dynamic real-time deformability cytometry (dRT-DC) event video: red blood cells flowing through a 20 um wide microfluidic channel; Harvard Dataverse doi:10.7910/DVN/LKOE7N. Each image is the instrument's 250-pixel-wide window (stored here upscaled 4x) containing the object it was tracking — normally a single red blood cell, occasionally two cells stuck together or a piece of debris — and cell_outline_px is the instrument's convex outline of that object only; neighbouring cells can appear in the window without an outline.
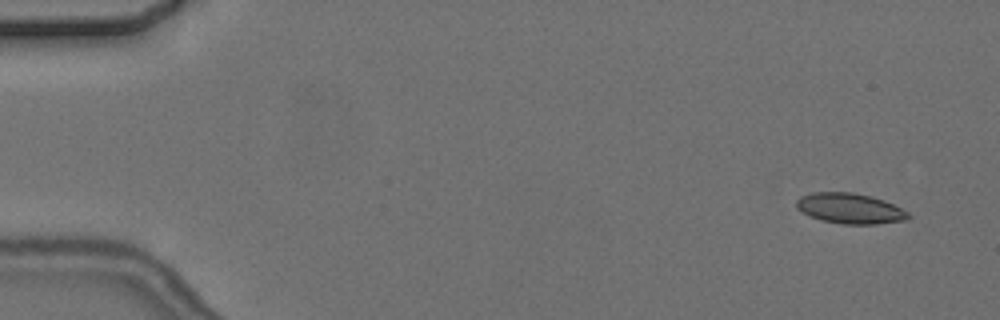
{"species": "common noctule bat (a hibernating species)", "species_latin": "Nyctalus noctula", "temperature_condition": "cold", "stored_images_in_passage": 6, "camera_frame_rate_fps": 3000, "um_per_image_px": 0.085, "animal": {"sex": "female", "body_mass_g": 24.6, "forearm_length_mm": 56.2}, "frame": {"image": 1, "passage_image": 1, "time_ms": 0.0, "image_size_px": [1000, 320], "cell_outline_px": [[912, 216], [908, 220], [876, 224], [844, 224], [820, 220], [808, 216], [796, 208], [796, 200], [800, 196], [812, 192], [852, 192], [872, 196], [884, 200], [908, 212]], "centroid_in_image_um": [72.23, 17.72], "position_along_channel_um": 12.8, "area_um2": 20.06}}